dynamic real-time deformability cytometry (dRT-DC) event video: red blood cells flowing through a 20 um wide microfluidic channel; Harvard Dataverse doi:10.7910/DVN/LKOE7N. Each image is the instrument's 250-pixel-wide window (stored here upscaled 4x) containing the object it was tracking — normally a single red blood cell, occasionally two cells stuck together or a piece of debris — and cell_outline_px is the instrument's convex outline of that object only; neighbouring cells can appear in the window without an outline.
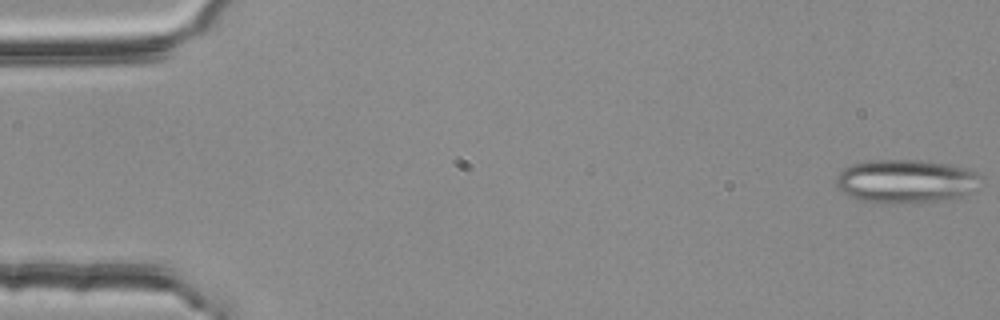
{"species": "common noctule bat (a hibernating species)", "species_latin": "Nyctalus noctula", "temperature_condition": "room temperature", "stored_images_in_passage": 17, "camera_frame_rate_fps": 3000, "um_per_image_px": 0.085, "animal": {"sex": "female", "body_mass_g": 25.1}, "frame": {"image": 1, "passage_image": 1, "time_ms": 0.0, "image_size_px": [1000, 320], "cell_outline_px": [[984, 176], [980, 188], [976, 192], [948, 200], [888, 204], [880, 204], [860, 200], [844, 192], [836, 184], [836, 176], [848, 164], [864, 160], [928, 160], [968, 168]], "centroid_in_image_um": [77.09, 15.4], "position_along_channel_um": 7.9, "area_um2": 37.74}}
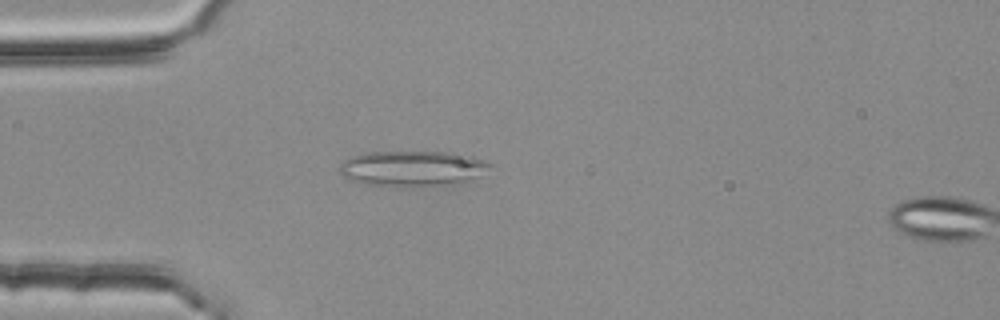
{"frame": {"image": 2, "passage_image": 15, "time_ms": 4.667, "image_size_px": [1000, 320], "cell_outline_px": [[492, 164], [480, 176], [456, 184], [392, 188], [360, 184], [344, 176], [340, 172], [340, 164], [344, 160], [368, 152], [464, 152], [484, 160]], "centroid_in_image_um": [35.09, 14.34], "position_along_channel_um": 49.9, "area_um2": 31.73}}